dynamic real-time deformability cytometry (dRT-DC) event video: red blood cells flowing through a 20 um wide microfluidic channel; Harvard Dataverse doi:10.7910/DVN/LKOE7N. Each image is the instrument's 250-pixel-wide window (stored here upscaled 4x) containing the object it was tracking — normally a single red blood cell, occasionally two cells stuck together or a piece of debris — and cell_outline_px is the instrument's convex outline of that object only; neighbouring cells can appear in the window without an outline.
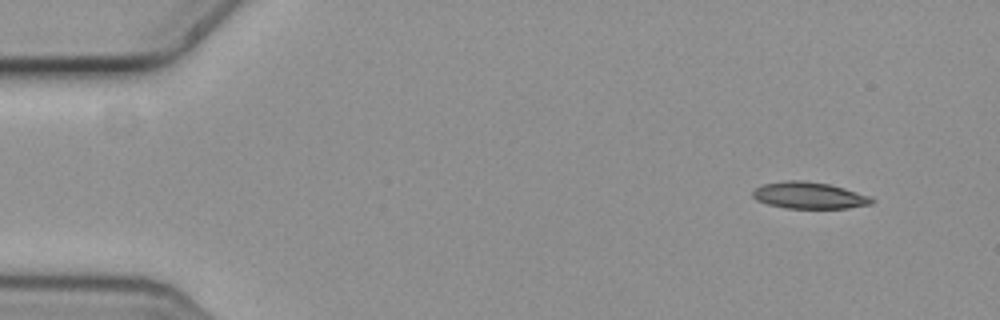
{"species": "common noctule bat (a hibernating species)", "species_latin": "Nyctalus noctula", "temperature_condition": "cold", "stored_images_in_passage": 8, "camera_frame_rate_fps": 3000, "um_per_image_px": 0.085, "animal": {"sex": "female", "body_mass_g": 19.3, "forearm_length_mm": 54.1}, "frame": {"image": 1, "passage_image": 1, "time_ms": 0.0, "image_size_px": [1000, 320], "cell_outline_px": [[876, 200], [872, 204], [848, 208], [788, 208], [768, 204], [756, 200], [752, 196], [752, 192], [756, 188], [764, 184], [788, 180], [800, 180], [828, 184], [844, 188], [872, 196]], "centroid_in_image_um": [68.82, 16.61], "position_along_channel_um": 16.2, "area_um2": 18.44}}
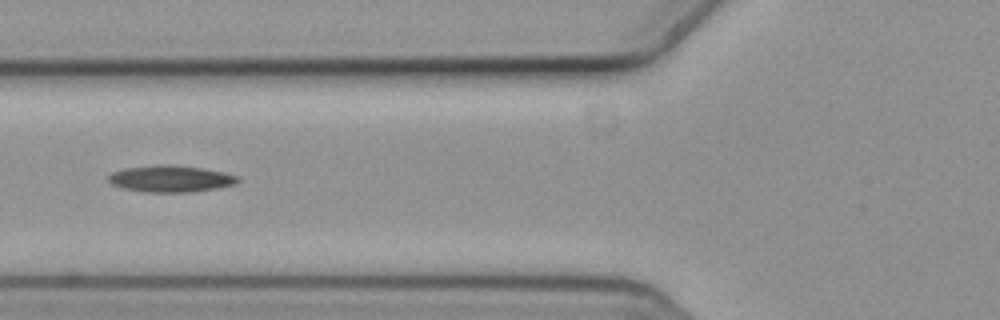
{"frame": {"image": 2, "passage_image": 6, "time_ms": 1.667, "image_size_px": [1000, 320], "cell_outline_px": [[240, 180], [236, 184], [216, 188], [192, 192], [148, 192], [120, 188], [112, 184], [108, 180], [108, 176], [112, 172], [124, 168], [156, 164], [164, 164], [200, 168], [224, 172], [240, 176]], "centroid_in_image_um": [14.5, 15.19], "position_along_channel_um": 111.3, "area_um2": 20.17}}
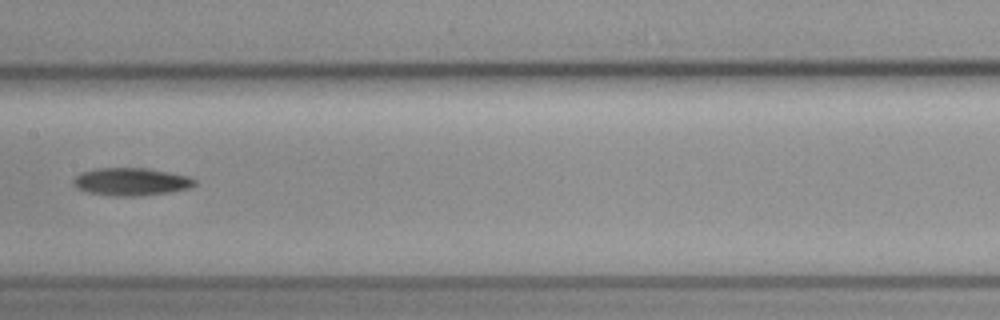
{"frame": {"image": 3, "passage_image": 8, "time_ms": 2.333, "image_size_px": [1000, 320], "cell_outline_px": [[196, 184], [188, 188], [168, 192], [144, 196], [112, 196], [88, 192], [76, 188], [72, 184], [72, 180], [80, 172], [96, 168], [148, 168], [188, 176], [196, 180]], "centroid_in_image_um": [11.1, 15.44], "position_along_channel_um": 196.3, "area_um2": 19.71}}